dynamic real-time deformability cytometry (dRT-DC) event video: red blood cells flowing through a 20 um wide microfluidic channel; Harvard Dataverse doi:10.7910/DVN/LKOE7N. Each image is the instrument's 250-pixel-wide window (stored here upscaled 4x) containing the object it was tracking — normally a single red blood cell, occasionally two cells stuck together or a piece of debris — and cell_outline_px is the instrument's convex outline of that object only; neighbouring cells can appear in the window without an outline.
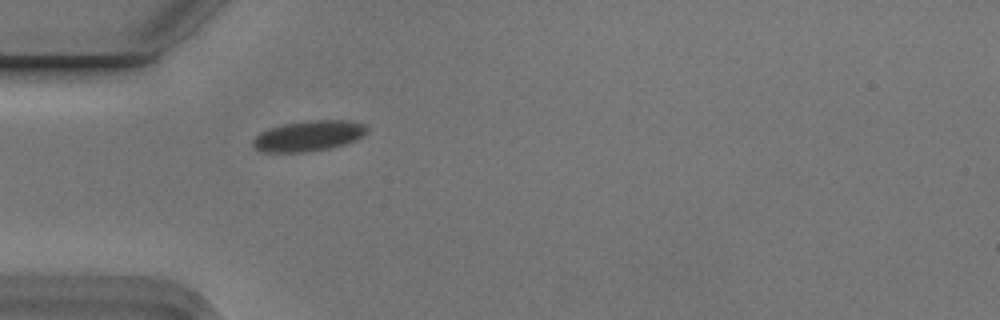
{"species": "Egyptian fruit bat (a non-hibernating species)", "species_latin": "Rousettus aegyptiacus", "temperature_condition": "cold", "stored_images_in_passage": 5, "camera_frame_rate_fps": 3000, "um_per_image_px": 0.085, "animal": {"sex": "male"}, "frame": {"image": 1, "passage_image": 5, "time_ms": 1.333, "image_size_px": [1000, 320], "cell_outline_px": [[368, 132], [344, 144], [328, 148], [304, 152], [268, 152], [256, 148], [252, 144], [252, 140], [260, 132], [284, 124], [308, 120], [348, 120], [364, 124], [368, 128]], "centroid_in_image_um": [26.23, 11.54], "position_along_channel_um": 58.8, "area_um2": 19.94}}